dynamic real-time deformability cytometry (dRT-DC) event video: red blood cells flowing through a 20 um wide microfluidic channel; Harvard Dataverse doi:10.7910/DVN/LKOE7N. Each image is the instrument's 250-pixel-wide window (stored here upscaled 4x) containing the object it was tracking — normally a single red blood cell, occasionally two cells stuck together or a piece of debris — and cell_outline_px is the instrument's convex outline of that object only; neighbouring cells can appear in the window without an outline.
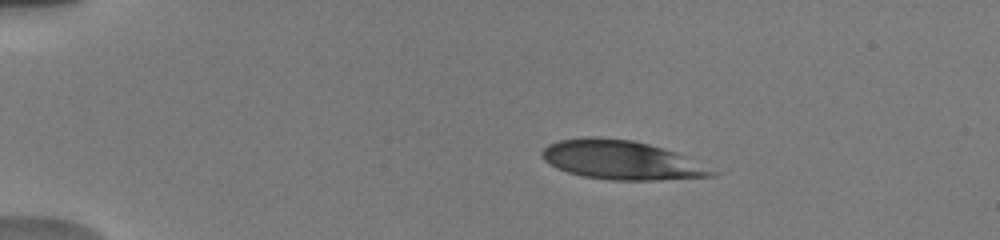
{"species": "human", "species_latin": "Homo sapiens", "temperature_condition": "warm", "stored_images_in_passage": 15, "camera_frame_rate_fps": 3000, "um_per_image_px": 0.085, "donor": {"sex": "male"}, "frame": {"image": 1, "passage_image": 3, "time_ms": 1.333, "image_size_px": [1000, 240], "cell_outline_px": [[720, 172], [716, 176], [656, 180], [612, 180], [584, 176], [568, 172], [556, 168], [544, 160], [540, 156], [540, 152], [548, 144], [560, 140], [588, 136], [596, 136], [632, 140], [664, 148], [676, 152]], "centroid_in_image_um": [52.81, 13.6], "position_along_channel_um": 32.2, "area_um2": 38.73}}
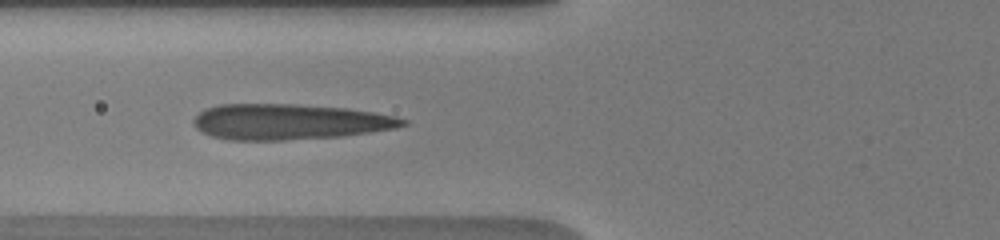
{"frame": {"image": 2, "passage_image": 11, "time_ms": 5.0, "image_size_px": [1000, 240], "cell_outline_px": [[408, 124], [396, 128], [340, 136], [280, 140], [228, 140], [212, 136], [200, 132], [192, 124], [192, 120], [204, 108], [220, 104], [296, 104], [348, 108], [376, 112], [396, 116], [408, 120]], "centroid_in_image_um": [24.58, 10.34], "position_along_channel_um": 101.2, "area_um2": 43.7}}
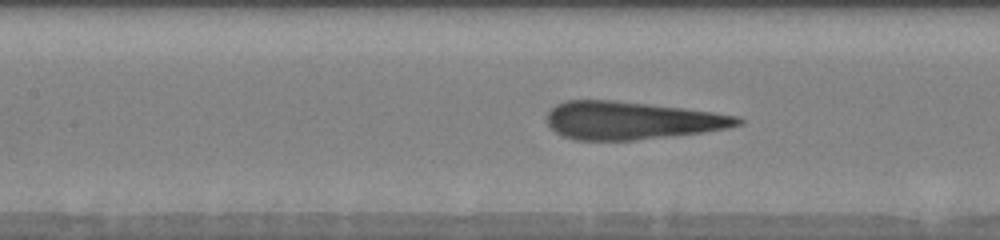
{"frame": {"image": 3, "passage_image": 13, "time_ms": 6.333, "image_size_px": [1000, 240], "cell_outline_px": [[744, 120], [740, 124], [728, 128], [700, 132], [632, 140], [576, 140], [564, 136], [556, 132], [548, 124], [548, 112], [556, 104], [564, 100], [616, 100], [684, 108], [740, 116]], "centroid_in_image_um": [53.67, 10.22], "position_along_channel_um": 153.7, "area_um2": 41.79}}